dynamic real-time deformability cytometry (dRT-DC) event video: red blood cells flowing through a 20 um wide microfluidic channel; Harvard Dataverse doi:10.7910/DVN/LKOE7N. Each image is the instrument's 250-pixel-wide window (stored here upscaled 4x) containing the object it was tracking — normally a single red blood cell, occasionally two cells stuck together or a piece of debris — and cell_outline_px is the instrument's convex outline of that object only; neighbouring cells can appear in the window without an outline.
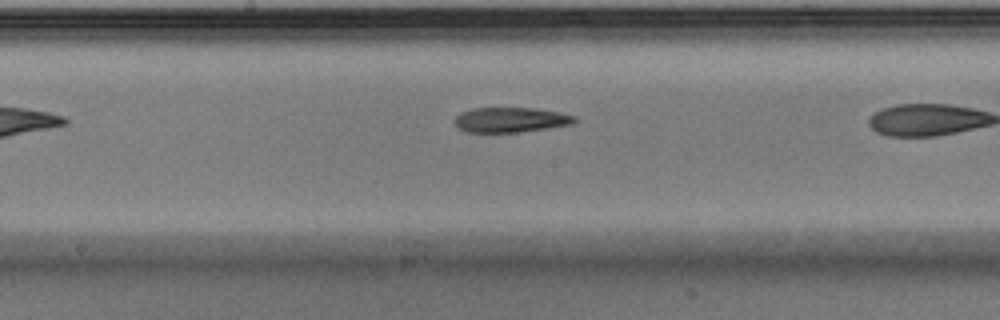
{"species": "Egyptian fruit bat (a non-hibernating species)", "species_latin": "Rousettus aegyptiacus", "temperature_condition": "warm", "stored_images_in_passage": 18, "camera_frame_rate_fps": 3000, "um_per_image_px": 0.085, "animal": {"sex": "male"}, "frame": {"image": 1, "passage_image": 8, "time_ms": 2.333, "image_size_px": [1000, 320], "cell_outline_px": [[576, 124], [520, 132], [468, 132], [460, 128], [456, 124], [456, 116], [460, 112], [476, 108], [532, 108], [560, 112], [576, 116]], "centroid_in_image_um": [43.47, 10.18], "position_along_channel_um": 204.7, "area_um2": 17.4}}
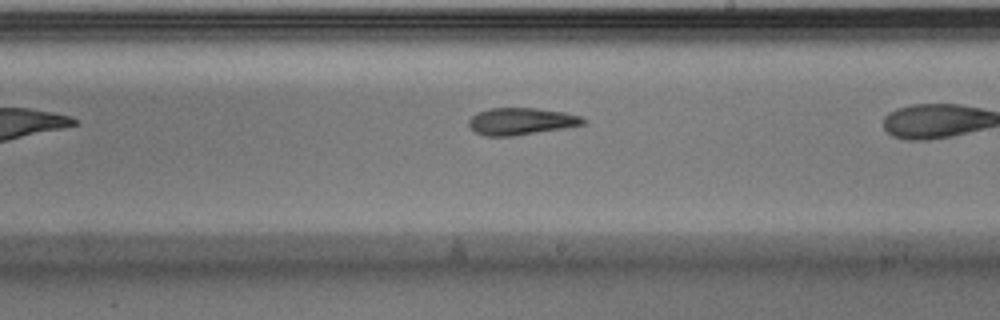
{"frame": {"image": 2, "passage_image": 11, "time_ms": 3.333, "image_size_px": [1000, 320], "cell_outline_px": [[588, 124], [564, 128], [512, 136], [484, 136], [476, 132], [468, 124], [468, 120], [476, 112], [492, 108], [536, 108], [564, 112], [580, 116], [588, 120]], "centroid_in_image_um": [44.32, 10.31], "position_along_channel_um": 244.7, "area_um2": 18.09}}